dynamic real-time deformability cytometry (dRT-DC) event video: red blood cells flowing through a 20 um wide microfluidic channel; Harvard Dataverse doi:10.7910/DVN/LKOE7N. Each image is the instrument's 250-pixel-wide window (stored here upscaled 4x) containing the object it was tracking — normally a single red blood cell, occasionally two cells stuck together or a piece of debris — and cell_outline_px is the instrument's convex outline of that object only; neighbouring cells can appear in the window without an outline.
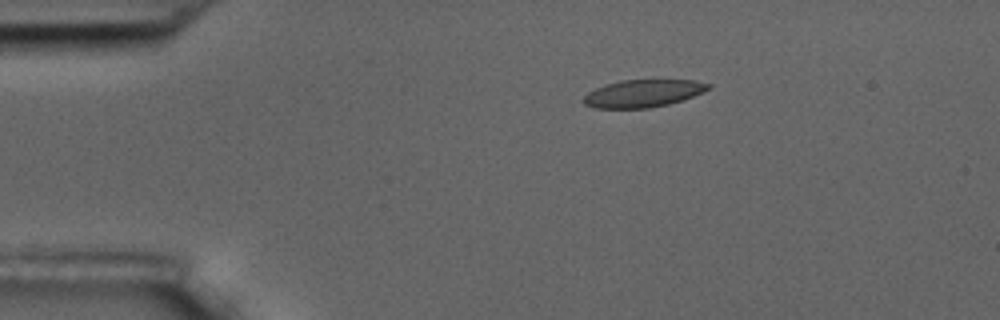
{"species": "common noctule bat (a hibernating species)", "species_latin": "Nyctalus noctula", "temperature_condition": "room temperature", "stored_images_in_passage": 8, "camera_frame_rate_fps": 3000, "um_per_image_px": 0.085, "animal": {"sex": "male", "body_mass_g": 17.5, "forearm_length_mm": 52.3}, "frame": {"image": 1, "passage_image": 1, "time_ms": 0.0, "image_size_px": [1000, 320], "cell_outline_px": [[712, 88], [692, 96], [668, 104], [648, 108], [596, 108], [584, 104], [580, 100], [588, 92], [604, 84], [620, 80], [696, 80], [712, 84]], "centroid_in_image_um": [54.63, 7.93], "position_along_channel_um": 30.4, "area_um2": 20.06}}
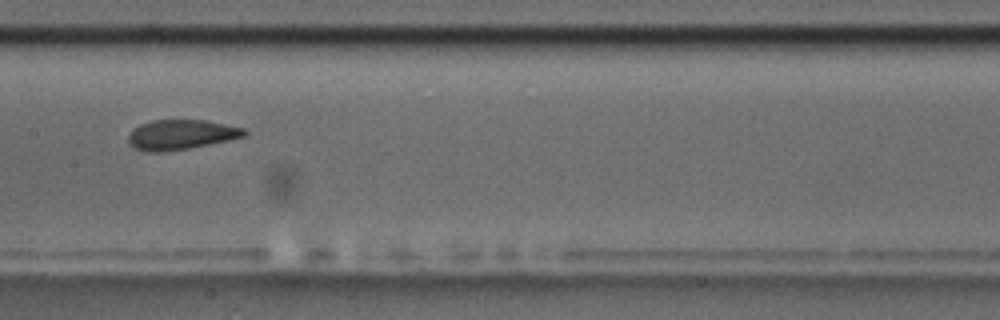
{"frame": {"image": 2, "passage_image": 6, "time_ms": 6.0, "image_size_px": [1000, 320], "cell_outline_px": [[248, 132], [244, 136], [228, 140], [188, 148], [160, 152], [144, 152], [136, 148], [128, 140], [128, 136], [132, 128], [140, 124], [152, 120], [204, 120], [244, 128]], "centroid_in_image_um": [15.36, 11.44], "position_along_channel_um": 192.0, "area_um2": 20.0}}
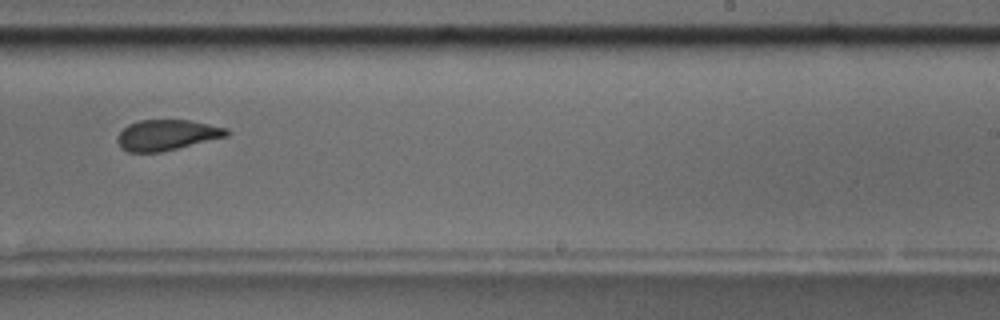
{"frame": {"image": 3, "passage_image": 8, "time_ms": 8.333, "image_size_px": [1000, 320], "cell_outline_px": [[232, 132], [228, 136], [160, 152], [128, 152], [120, 148], [116, 140], [116, 136], [128, 124], [140, 120], [188, 120], [228, 128]], "centroid_in_image_um": [14.17, 11.47], "position_along_channel_um": 274.8, "area_um2": 19.54}}